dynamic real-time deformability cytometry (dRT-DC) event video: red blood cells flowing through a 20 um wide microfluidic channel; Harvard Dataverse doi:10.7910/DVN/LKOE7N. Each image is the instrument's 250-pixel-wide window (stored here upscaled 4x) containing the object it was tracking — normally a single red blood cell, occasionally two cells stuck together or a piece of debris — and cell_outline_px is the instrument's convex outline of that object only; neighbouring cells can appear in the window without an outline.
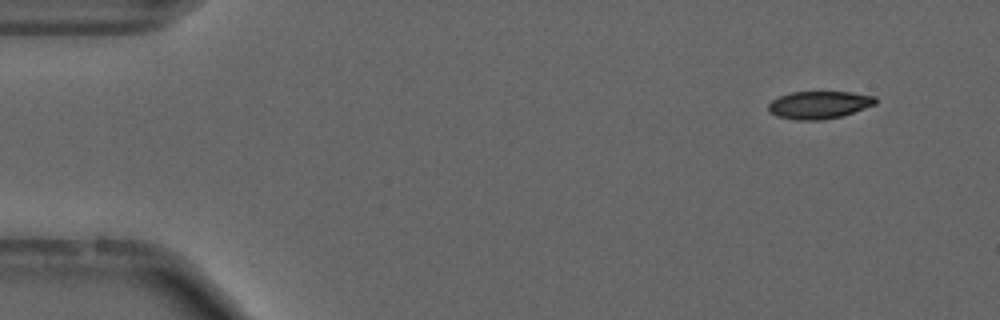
{"species": "common noctule bat (a hibernating species)", "species_latin": "Nyctalus noctula", "temperature_condition": "cold", "stored_images_in_passage": 52, "camera_frame_rate_fps": 3000, "um_per_image_px": 0.085, "animal": {"sex": "male", "forearm_length_mm": 52.5}, "frame": {"image": 1, "passage_image": 2, "time_ms": 0.333, "image_size_px": [1000, 320], "cell_outline_px": [[876, 104], [840, 116], [820, 120], [796, 120], [776, 116], [768, 112], [768, 104], [772, 100], [780, 96], [792, 92], [852, 92], [876, 96]], "centroid_in_image_um": [69.59, 8.91], "position_along_channel_um": 15.4, "area_um2": 17.17}}
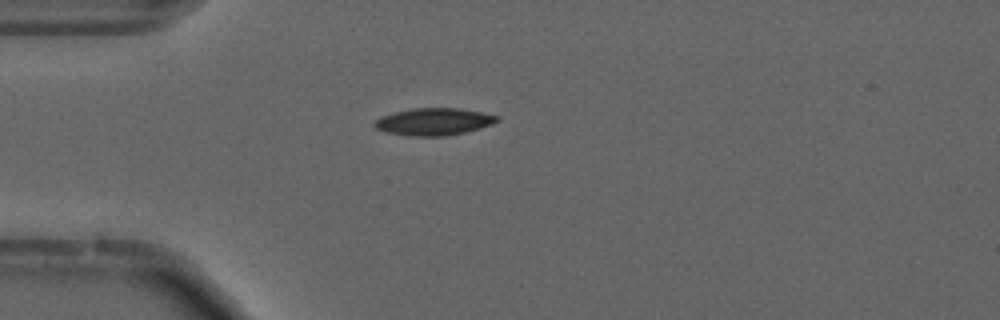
{"frame": {"image": 2, "passage_image": 12, "time_ms": 3.667, "image_size_px": [1000, 320], "cell_outline_px": [[500, 120], [492, 124], [480, 128], [464, 132], [444, 136], [412, 136], [384, 132], [376, 128], [372, 124], [380, 116], [396, 112], [416, 108], [460, 108], [484, 112], [500, 116]], "centroid_in_image_um": [36.9, 10.34], "position_along_channel_um": 48.1, "area_um2": 19.48}, "authors_computed_cell_mechanics": {"area_um2": 17.8891, "velocity_mm_per_s": 3.7084, "shape_relaxation_time_tau1_ms": 7.0796, "shape_relaxation_time_tau2_ms": 5.5422, "deformation_change_tau1": 0.1591, "deformation_change_tau2": 0.1229}}